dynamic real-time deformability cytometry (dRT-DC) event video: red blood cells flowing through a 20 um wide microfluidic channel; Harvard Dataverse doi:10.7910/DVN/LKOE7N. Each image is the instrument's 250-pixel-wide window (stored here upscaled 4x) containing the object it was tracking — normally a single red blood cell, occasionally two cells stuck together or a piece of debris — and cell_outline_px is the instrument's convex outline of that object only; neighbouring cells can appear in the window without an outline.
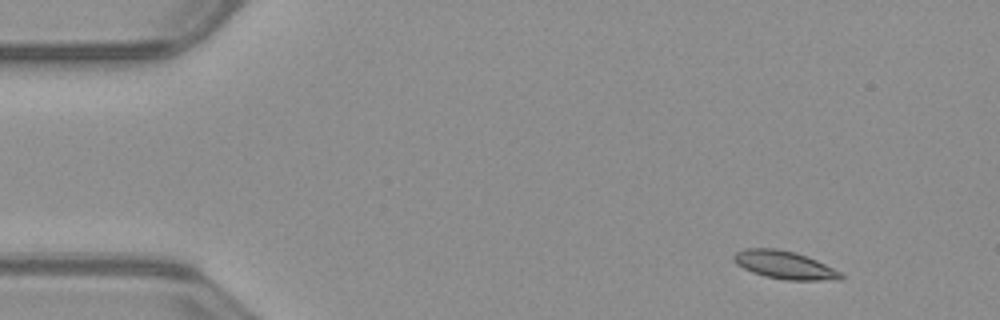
{"species": "common noctule bat (a hibernating species)", "species_latin": "Nyctalus noctula", "temperature_condition": "warm", "stored_images_in_passage": 48, "camera_frame_rate_fps": 3000, "um_per_image_px": 0.085, "animal": {"sex": "male", "body_mass_g": 23.1, "forearm_length_mm": 52.7}, "frame": {"image": 1, "passage_image": 1, "time_ms": 0.0, "image_size_px": [1000, 320], "cell_outline_px": [[844, 276], [840, 280], [784, 280], [764, 276], [752, 272], [736, 264], [732, 260], [732, 256], [736, 252], [744, 248], [776, 248], [796, 252], [816, 260], [840, 272]], "centroid_in_image_um": [66.64, 22.52], "position_along_channel_um": 18.4, "area_um2": 17.51}}
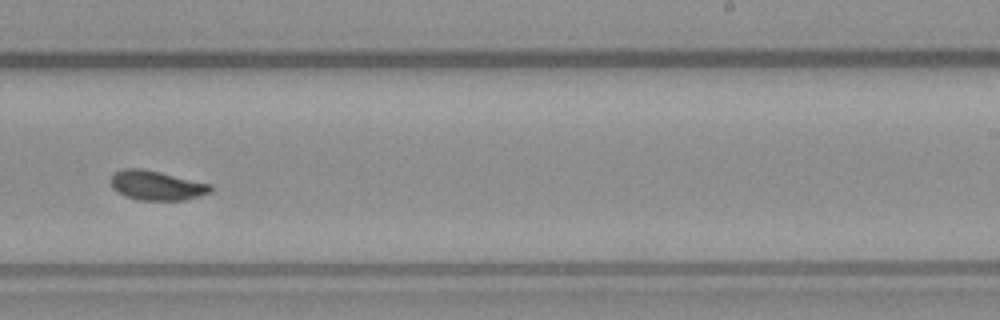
{"frame": {"image": 2, "passage_image": 28, "time_ms": 9.0, "image_size_px": [1000, 320], "cell_outline_px": [[212, 192], [200, 196], [184, 200], [140, 200], [124, 196], [116, 192], [112, 188], [112, 172], [124, 168], [140, 168], [160, 172], [212, 184]], "centroid_in_image_um": [13.31, 15.76], "position_along_channel_um": 275.7, "area_um2": 17.28}}
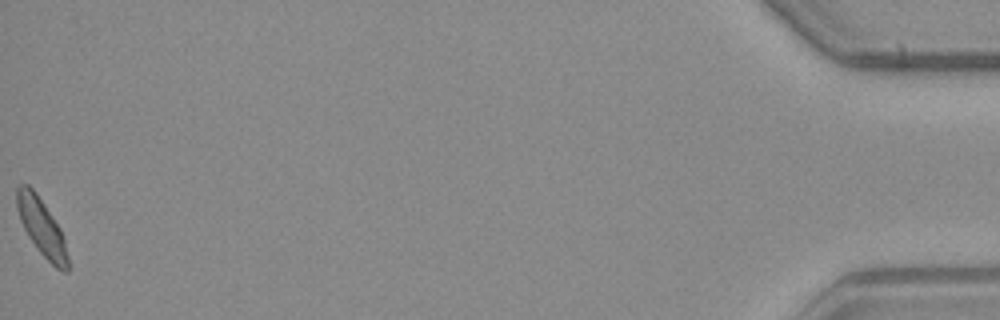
{"frame": {"image": 3, "passage_image": 48, "time_ms": 15.667, "image_size_px": [1000, 320], "cell_outline_px": [[68, 272], [64, 272], [56, 268], [36, 248], [28, 236], [20, 220], [16, 208], [16, 188], [20, 184], [28, 184], [36, 192], [60, 228], [64, 236], [68, 256]], "centroid_in_image_um": [3.53, 19.31], "position_along_channel_um": 431.7, "area_um2": 16.99}, "authors_computed_cell_mechanics": {"area_um2": 17.0799, "velocity_mm_per_s": 3.9593, "shape_relaxation_time_tau1_ms": 3.5814, "shape_relaxation_time_tau2_ms": 1.3361, "deformation_change_tau1": 0.1219, "deformation_change_tau2": 0.0653}}